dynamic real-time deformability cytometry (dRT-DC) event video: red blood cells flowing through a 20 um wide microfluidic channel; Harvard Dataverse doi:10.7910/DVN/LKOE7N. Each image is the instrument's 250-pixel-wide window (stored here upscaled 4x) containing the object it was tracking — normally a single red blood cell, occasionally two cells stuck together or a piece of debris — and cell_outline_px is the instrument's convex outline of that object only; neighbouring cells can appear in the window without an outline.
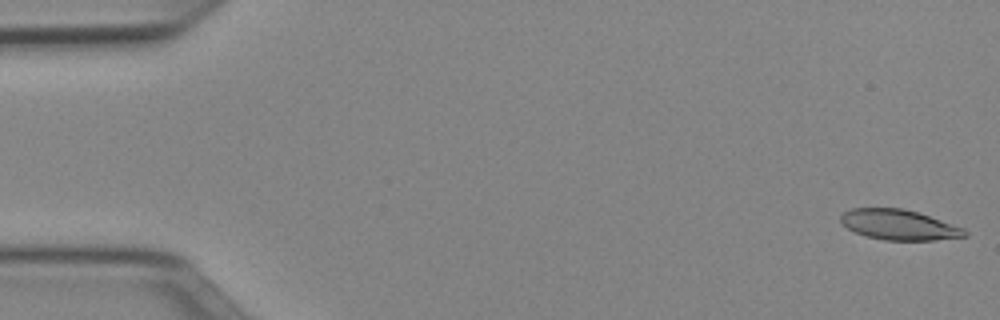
{"species": "Egyptian fruit bat (a non-hibernating species)", "species_latin": "Rousettus aegyptiacus", "temperature_condition": "cold", "stored_images_in_passage": 51, "camera_frame_rate_fps": 3000, "um_per_image_px": 0.085, "animal": {"sex": "female"}, "frame": {"image": 1, "passage_image": 1, "time_ms": 0.0, "image_size_px": [1000, 320], "cell_outline_px": [[968, 236], [936, 240], [884, 240], [864, 236], [848, 228], [840, 220], [840, 216], [844, 212], [852, 208], [900, 208], [916, 212], [964, 228], [968, 232]], "centroid_in_image_um": [76.41, 19.12], "position_along_channel_um": 8.6, "area_um2": 21.68}}
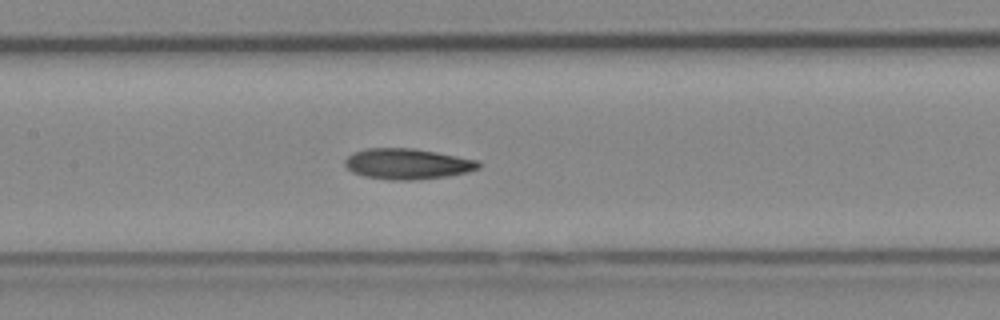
{"frame": {"image": 2, "passage_image": 24, "time_ms": 7.667, "image_size_px": [1000, 320], "cell_outline_px": [[480, 168], [468, 172], [448, 176], [412, 180], [388, 180], [364, 176], [352, 172], [344, 164], [344, 160], [352, 152], [368, 148], [412, 148], [436, 152], [480, 160]], "centroid_in_image_um": [34.63, 13.93], "position_along_channel_um": 172.8, "area_um2": 24.04}}
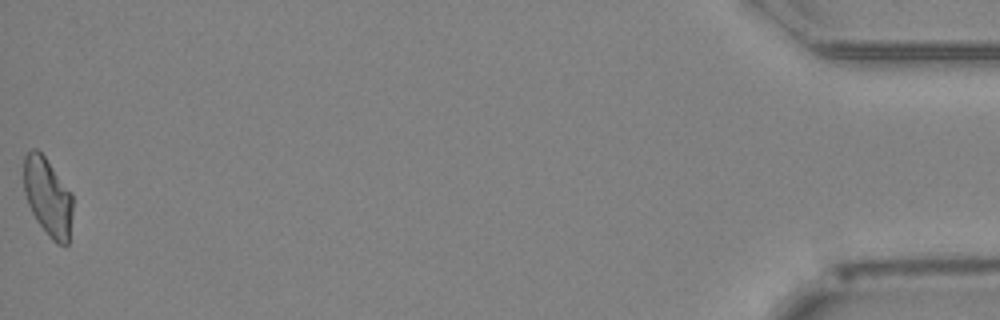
{"frame": {"image": 3, "passage_image": 51, "time_ms": 16.667, "image_size_px": [1000, 320], "cell_outline_px": [[72, 216], [68, 244], [56, 244], [48, 236], [36, 220], [28, 204], [24, 192], [24, 156], [32, 148], [36, 148], [44, 156], [72, 192]], "centroid_in_image_um": [4.07, 16.74], "position_along_channel_um": 431.1, "area_um2": 22.37}, "authors_computed_cell_mechanics": {"area_um2": 23.0622, "velocity_mm_per_s": 3.9529, "shape_relaxation_time_tau1_ms": 5.9918, "shape_relaxation_time_tau2_ms": 4.1933, "deformation_change_tau1": 0.164, "deformation_change_tau2": 0.1182}}